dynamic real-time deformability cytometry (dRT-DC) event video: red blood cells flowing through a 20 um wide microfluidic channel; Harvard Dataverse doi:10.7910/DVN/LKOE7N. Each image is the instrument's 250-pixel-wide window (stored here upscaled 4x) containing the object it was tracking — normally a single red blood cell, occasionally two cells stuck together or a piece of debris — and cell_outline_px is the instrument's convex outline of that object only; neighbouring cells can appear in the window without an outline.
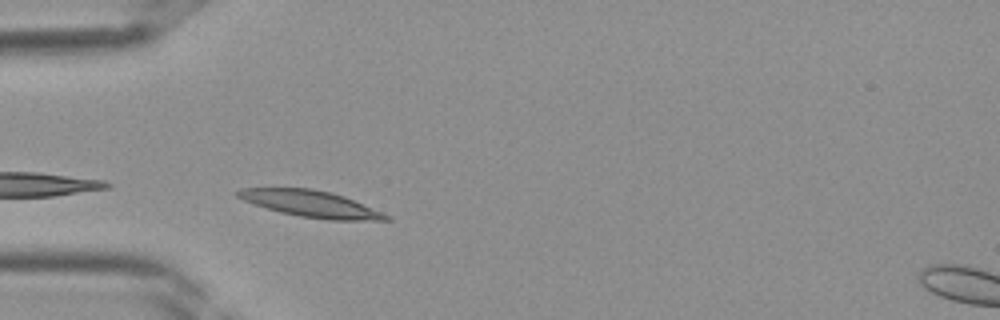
{"species": "Egyptian fruit bat (a non-hibernating species)", "species_latin": "Rousettus aegyptiacus", "temperature_condition": "room temperature", "stored_images_in_passage": 14, "camera_frame_rate_fps": 3000, "um_per_image_px": 0.085, "frame": {"image": 1, "passage_image": 1, "time_ms": 0.0, "image_size_px": [1000, 320], "cell_outline_px": [[392, 220], [328, 220], [300, 216], [280, 212], [244, 200], [236, 196], [236, 192], [240, 188], [312, 188], [332, 192], [344, 196], [392, 216]], "centroid_in_image_um": [26.47, 17.32], "position_along_channel_um": 58.5, "area_um2": 22.77}}
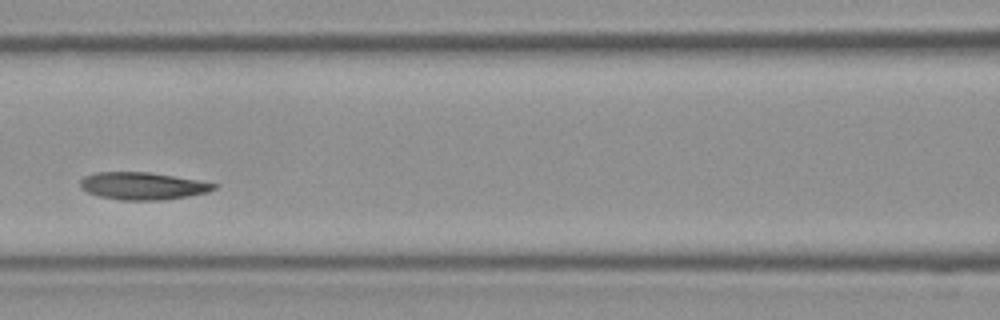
{"frame": {"image": 2, "passage_image": 7, "time_ms": 2.0, "image_size_px": [1000, 320], "cell_outline_px": [[220, 184], [216, 188], [208, 192], [188, 196], [160, 200], [124, 200], [100, 196], [88, 192], [80, 188], [80, 180], [84, 176], [96, 172], [148, 172]], "centroid_in_image_um": [12.12, 15.8], "position_along_channel_um": 154.5, "area_um2": 21.15}}